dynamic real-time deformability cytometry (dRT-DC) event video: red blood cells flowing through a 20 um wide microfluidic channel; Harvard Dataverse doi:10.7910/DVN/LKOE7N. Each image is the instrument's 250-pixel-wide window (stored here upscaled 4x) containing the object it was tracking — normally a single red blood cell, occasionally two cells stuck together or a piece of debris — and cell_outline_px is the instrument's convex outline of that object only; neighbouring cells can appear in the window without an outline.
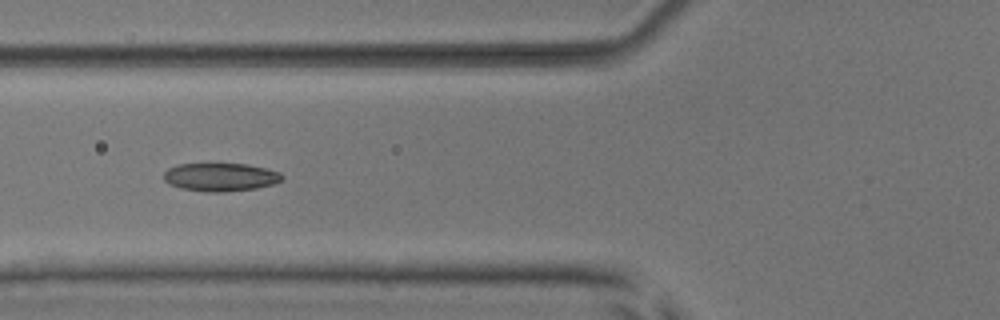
{"species": "common noctule bat (a hibernating species)", "species_latin": "Nyctalus noctula", "temperature_condition": "room temperature", "stored_images_in_passage": 9, "camera_frame_rate_fps": 3000, "um_per_image_px": 0.085, "animal": {"sex": "male", "body_mass_g": 17.9, "forearm_length_mm": 54.2}, "frame": {"image": 1, "passage_image": 6, "time_ms": 6.667, "image_size_px": [1000, 320], "cell_outline_px": [[284, 176], [280, 180], [272, 184], [256, 188], [224, 192], [208, 192], [180, 188], [168, 184], [164, 180], [164, 172], [168, 168], [180, 164], [248, 164], [280, 172]], "centroid_in_image_um": [18.71, 15.05], "position_along_channel_um": 107.1, "area_um2": 19.36}}
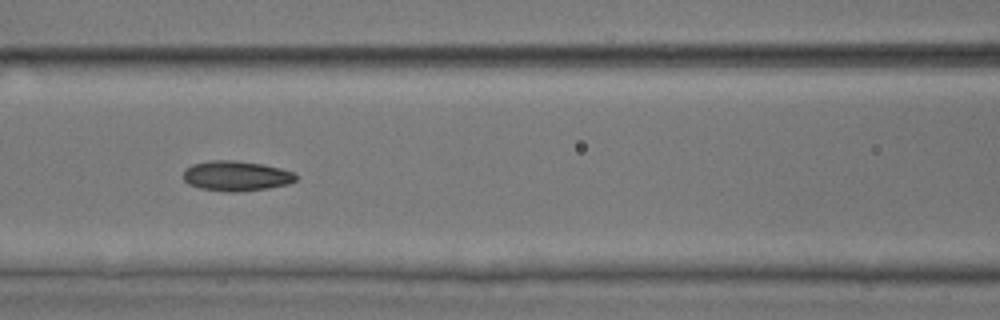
{"frame": {"image": 2, "passage_image": 7, "time_ms": 7.667, "image_size_px": [1000, 320], "cell_outline_px": [[296, 180], [288, 184], [268, 188], [240, 192], [228, 192], [200, 188], [188, 184], [184, 180], [184, 172], [192, 164], [208, 160], [236, 160], [260, 164], [280, 168], [292, 172], [296, 176]], "centroid_in_image_um": [20.06, 14.96], "position_along_channel_um": 146.5, "area_um2": 19.65}}